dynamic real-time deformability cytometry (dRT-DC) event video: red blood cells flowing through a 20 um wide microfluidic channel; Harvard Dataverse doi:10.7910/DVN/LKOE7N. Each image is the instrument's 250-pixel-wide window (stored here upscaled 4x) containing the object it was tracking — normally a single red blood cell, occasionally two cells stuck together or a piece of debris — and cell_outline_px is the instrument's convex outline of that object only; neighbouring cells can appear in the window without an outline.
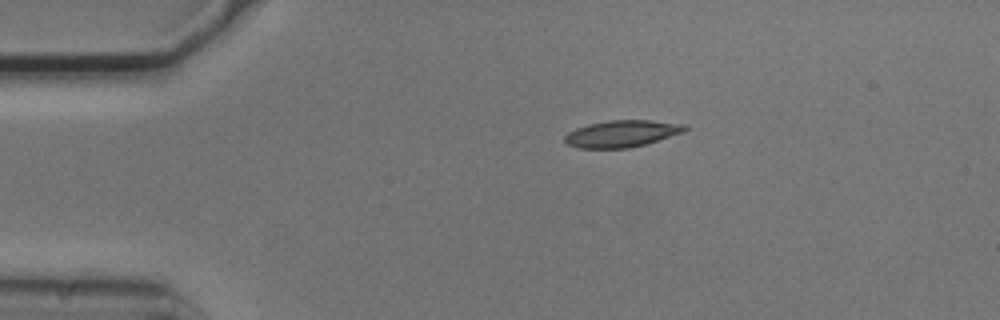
{"species": "common noctule bat (a hibernating species)", "species_latin": "Nyctalus noctula", "temperature_condition": "cold", "stored_images_in_passage": 3, "camera_frame_rate_fps": 3000, "um_per_image_px": 0.085, "animal": {"sex": "male", "body_mass_g": 20.5, "forearm_length_mm": 52.5}, "frame": {"image": 1, "passage_image": 1, "time_ms": 0.0, "image_size_px": [1000, 320], "cell_outline_px": [[688, 128], [684, 132], [644, 144], [628, 148], [580, 148], [568, 144], [564, 140], [564, 136], [568, 132], [576, 128], [588, 124], [608, 120], [652, 120], [688, 124]], "centroid_in_image_um": [52.88, 11.34], "position_along_channel_um": 32.1, "area_um2": 18.79}}
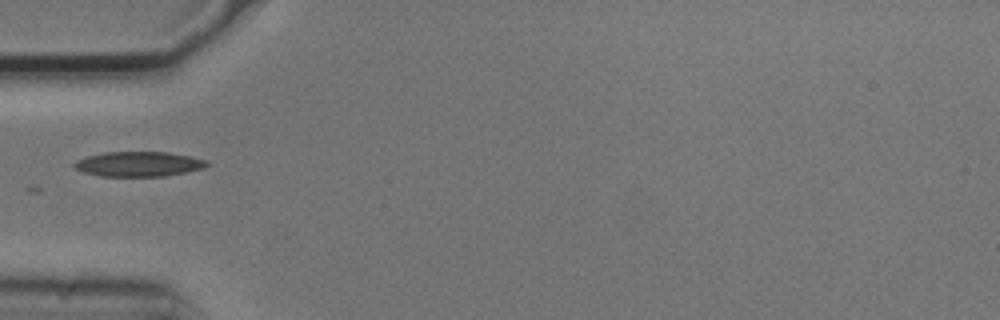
{"frame": {"image": 2, "passage_image": 3, "time_ms": 0.667, "image_size_px": [1000, 320], "cell_outline_px": [[208, 164], [204, 168], [164, 176], [100, 176], [84, 172], [72, 168], [72, 164], [76, 160], [88, 156], [104, 152], [168, 152], [208, 160]], "centroid_in_image_um": [11.74, 13.94], "position_along_channel_um": 73.3, "area_um2": 19.19}}